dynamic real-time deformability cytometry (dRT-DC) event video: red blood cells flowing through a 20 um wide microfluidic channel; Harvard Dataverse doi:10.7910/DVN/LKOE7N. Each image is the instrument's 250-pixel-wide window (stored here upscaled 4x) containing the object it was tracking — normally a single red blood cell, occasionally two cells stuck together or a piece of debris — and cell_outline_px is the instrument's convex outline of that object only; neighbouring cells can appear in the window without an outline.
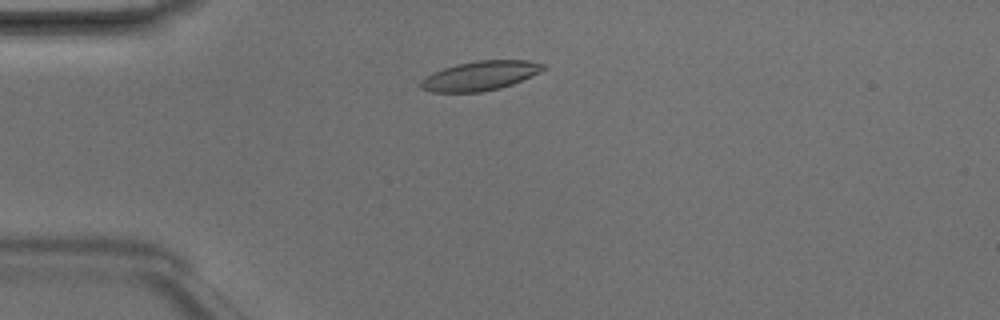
{"species": "Egyptian fruit bat (a non-hibernating species)", "species_latin": "Rousettus aegyptiacus", "temperature_condition": "room temperature", "stored_images_in_passage": 5, "camera_frame_rate_fps": 3000, "um_per_image_px": 0.085, "animal": {"sex": "male"}, "frame": {"image": 1, "passage_image": 2, "time_ms": 0.333, "image_size_px": [1000, 320], "cell_outline_px": [[548, 68], [540, 72], [512, 84], [500, 88], [480, 92], [432, 92], [420, 88], [420, 80], [444, 68], [456, 64], [476, 60], [528, 60], [548, 64]], "centroid_in_image_um": [40.87, 6.43], "position_along_channel_um": 44.1, "area_um2": 20.98}}